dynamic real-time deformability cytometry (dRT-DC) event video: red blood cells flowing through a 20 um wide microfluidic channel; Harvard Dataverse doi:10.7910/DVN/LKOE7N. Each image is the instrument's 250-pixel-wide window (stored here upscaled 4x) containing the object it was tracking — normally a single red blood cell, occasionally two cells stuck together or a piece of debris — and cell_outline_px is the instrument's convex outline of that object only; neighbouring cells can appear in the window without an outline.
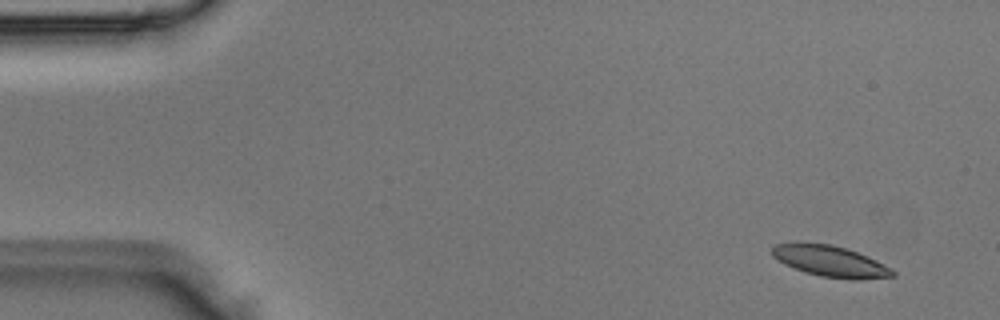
{"species": "Egyptian fruit bat (a non-hibernating species)", "species_latin": "Rousettus aegyptiacus", "temperature_condition": "room temperature", "stored_images_in_passage": 5, "camera_frame_rate_fps": 3000, "um_per_image_px": 0.085, "animal": {"sex": "male"}, "frame": {"image": 1, "passage_image": 1, "time_ms": 0.0, "image_size_px": [1000, 320], "cell_outline_px": [[896, 276], [856, 280], [852, 280], [820, 276], [804, 272], [784, 264], [772, 256], [772, 248], [776, 244], [796, 240], [832, 244], [868, 256], [892, 268], [896, 272]], "centroid_in_image_um": [70.54, 22.18], "position_along_channel_um": 14.5, "area_um2": 22.37}}